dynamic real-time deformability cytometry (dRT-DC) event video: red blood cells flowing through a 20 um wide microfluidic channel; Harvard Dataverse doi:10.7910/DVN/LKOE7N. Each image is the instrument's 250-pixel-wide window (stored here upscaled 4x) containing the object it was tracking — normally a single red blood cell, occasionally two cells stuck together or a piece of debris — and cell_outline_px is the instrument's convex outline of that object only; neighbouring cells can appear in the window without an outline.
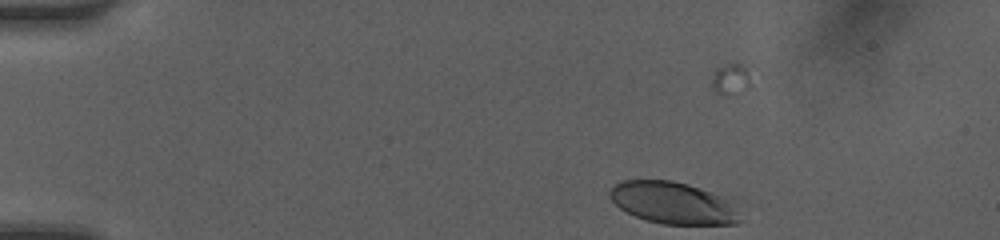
{"species": "human", "species_latin": "Homo sapiens", "temperature_condition": "room temperature", "stored_images_in_passage": 17, "camera_frame_rate_fps": 3000, "um_per_image_px": 0.085, "donor": {"sex": "female"}, "frame": {"image": 1, "passage_image": 3, "time_ms": 0.667, "image_size_px": [1000, 240], "cell_outline_px": [[744, 220], [736, 224], [664, 224], [644, 220], [620, 208], [608, 196], [608, 192], [620, 180], [672, 180], [740, 196]], "centroid_in_image_um": [57.5, 17.23], "position_along_channel_um": 27.5, "area_um2": 33.93}}
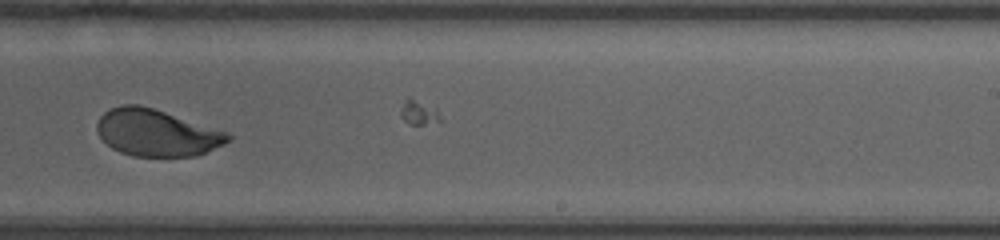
{"frame": {"image": 2, "passage_image": 11, "time_ms": 3.333, "image_size_px": [1000, 240], "cell_outline_px": [[232, 136], [224, 144], [196, 156], [132, 156], [120, 152], [112, 148], [100, 136], [96, 128], [96, 124], [100, 116], [104, 112], [120, 104], [140, 104], [224, 132]], "centroid_in_image_um": [13.24, 11.29], "position_along_channel_um": 275.8, "area_um2": 35.08}}
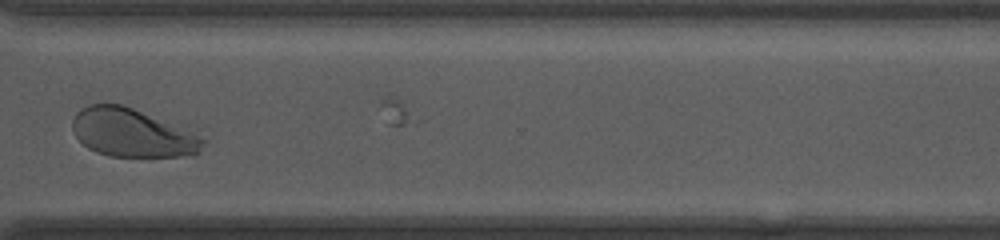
{"frame": {"image": 3, "passage_image": 13, "time_ms": 4.0, "image_size_px": [1000, 240], "cell_outline_px": [[208, 140], [200, 152], [192, 156], [108, 156], [96, 152], [88, 148], [76, 136], [72, 128], [72, 120], [76, 112], [88, 104], [124, 104], [200, 128]], "centroid_in_image_um": [11.47, 11.25], "position_along_channel_um": 359.1, "area_um2": 38.96}}